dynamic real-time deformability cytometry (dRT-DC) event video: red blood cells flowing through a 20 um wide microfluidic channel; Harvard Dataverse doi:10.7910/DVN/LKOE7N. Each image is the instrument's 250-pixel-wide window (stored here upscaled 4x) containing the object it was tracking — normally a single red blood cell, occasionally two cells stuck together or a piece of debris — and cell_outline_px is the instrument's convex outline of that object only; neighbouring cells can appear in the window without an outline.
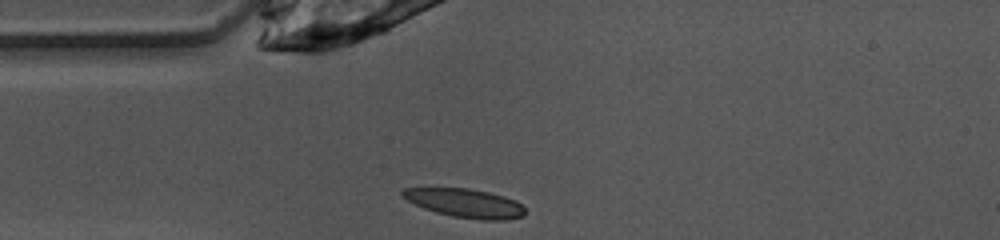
{"species": "common noctule bat (a hibernating species)", "species_latin": "Nyctalus noctula", "temperature_condition": "warm", "stored_images_in_passage": 32, "camera_frame_rate_fps": 3000, "um_per_image_px": 0.085, "animal": {"sex": "female", "body_mass_g": 10.0, "forearm_length_mm": 53.1}, "frame": {"image": 1, "passage_image": 1, "time_ms": 0.0, "image_size_px": [1000, 240], "cell_outline_px": [[524, 216], [504, 220], [480, 220], [452, 216], [436, 212], [424, 208], [400, 196], [400, 192], [404, 188], [468, 188], [488, 192], [504, 196], [516, 200], [524, 208]], "centroid_in_image_um": [39.53, 17.26], "position_along_channel_um": 45.5, "area_um2": 20.46}}
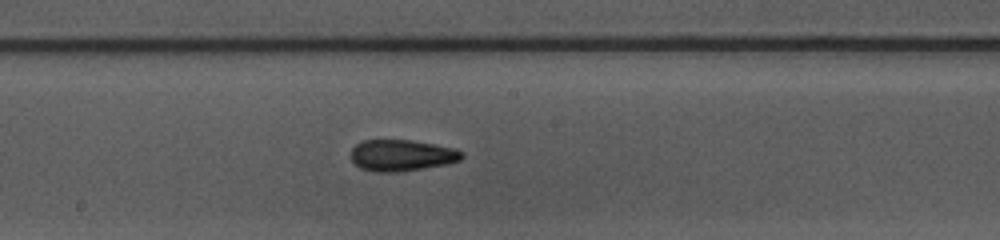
{"frame": {"image": 2, "passage_image": 14, "time_ms": 4.333, "image_size_px": [1000, 240], "cell_outline_px": [[464, 156], [460, 160], [448, 164], [396, 172], [376, 172], [360, 168], [352, 164], [352, 148], [356, 144], [364, 140], [412, 140], [456, 148], [464, 152]], "centroid_in_image_um": [34.16, 13.2], "position_along_channel_um": 214.0, "area_um2": 20.4}}
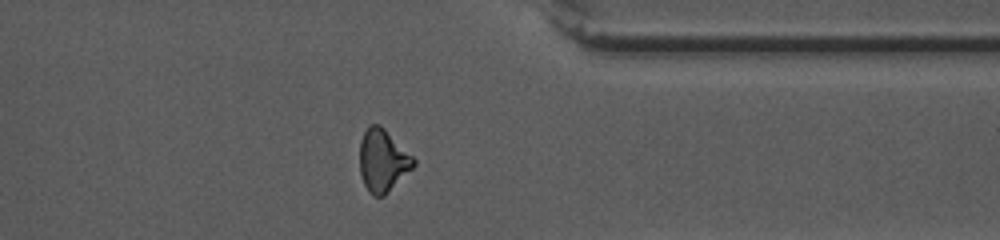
{"frame": {"image": 3, "passage_image": 27, "time_ms": 8.667, "image_size_px": [1000, 240], "cell_outline_px": [[416, 164], [384, 196], [372, 196], [368, 192], [364, 184], [360, 172], [360, 140], [364, 132], [372, 124], [380, 124], [416, 160]], "centroid_in_image_um": [32.52, 13.66], "position_along_channel_um": 378.9, "area_um2": 19.36}}